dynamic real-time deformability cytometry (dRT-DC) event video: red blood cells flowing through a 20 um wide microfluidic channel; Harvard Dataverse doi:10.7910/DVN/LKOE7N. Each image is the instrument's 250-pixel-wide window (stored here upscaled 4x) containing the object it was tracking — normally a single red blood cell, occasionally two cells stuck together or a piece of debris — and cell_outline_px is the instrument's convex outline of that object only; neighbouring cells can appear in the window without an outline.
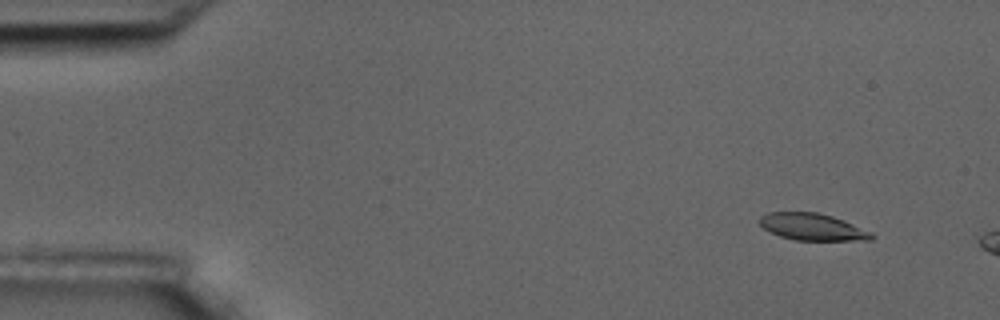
{"species": "common noctule bat (a hibernating species)", "species_latin": "Nyctalus noctula", "temperature_condition": "room temperature", "stored_images_in_passage": 4, "camera_frame_rate_fps": 3000, "um_per_image_px": 0.085, "animal": {"sex": "male", "body_mass_g": 17.5, "forearm_length_mm": 52.3}, "frame": {"image": 1, "passage_image": 2, "time_ms": 1.333, "image_size_px": [1000, 320], "cell_outline_px": [[876, 236], [872, 240], [796, 240], [780, 236], [764, 228], [760, 224], [760, 216], [768, 212], [816, 212], [832, 216], [844, 220], [872, 232]], "centroid_in_image_um": [69.09, 19.28], "position_along_channel_um": 15.9, "area_um2": 17.51}}